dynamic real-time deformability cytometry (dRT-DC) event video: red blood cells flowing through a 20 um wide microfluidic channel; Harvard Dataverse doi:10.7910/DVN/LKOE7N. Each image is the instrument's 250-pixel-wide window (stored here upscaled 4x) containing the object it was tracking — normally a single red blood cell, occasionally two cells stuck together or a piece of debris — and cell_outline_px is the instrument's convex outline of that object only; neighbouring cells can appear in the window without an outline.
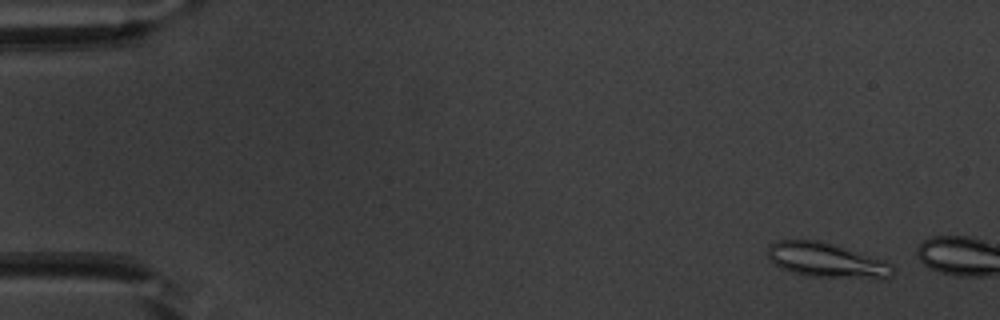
{"species": "common noctule bat (a hibernating species)", "species_latin": "Nyctalus noctula", "temperature_condition": "warm", "stored_images_in_passage": 4, "camera_frame_rate_fps": 3000, "um_per_image_px": 0.085, "animal": {"sex": "male", "body_mass_g": 20.1, "forearm_length_mm": 53.5}, "frame": {"image": 1, "passage_image": 1, "time_ms": 0.0, "image_size_px": [1000, 320], "cell_outline_px": [[896, 272], [892, 276], [884, 280], [880, 280], [808, 276], [792, 272], [780, 268], [772, 264], [768, 256], [768, 248], [772, 244], [780, 240], [820, 240], [884, 260], [892, 264]], "centroid_in_image_um": [70.33, 22.16], "position_along_channel_um": 14.7, "area_um2": 25.72}}